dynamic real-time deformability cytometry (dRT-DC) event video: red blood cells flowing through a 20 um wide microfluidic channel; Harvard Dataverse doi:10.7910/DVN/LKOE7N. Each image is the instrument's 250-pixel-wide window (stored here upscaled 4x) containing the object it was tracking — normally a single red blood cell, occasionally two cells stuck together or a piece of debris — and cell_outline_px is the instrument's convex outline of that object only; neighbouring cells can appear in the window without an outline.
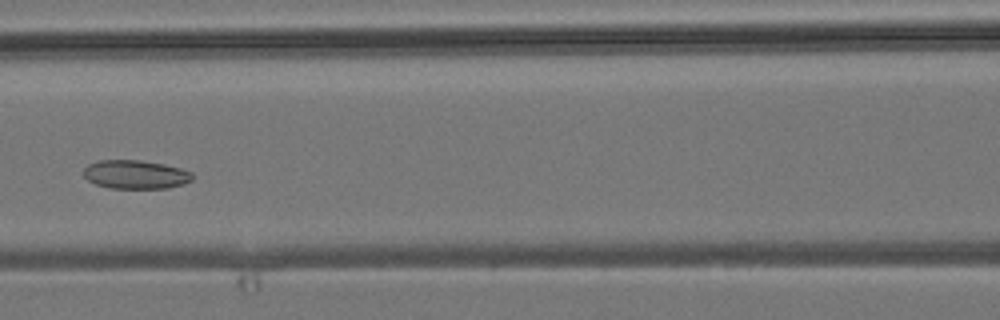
{"species": "common noctule bat (a hibernating species)", "species_latin": "Nyctalus noctula", "temperature_condition": "room temperature", "stored_images_in_passage": 8, "segment_of_instrument_passage": [1, 2], "camera_frame_rate_fps": 3000, "um_per_image_px": 0.085, "animal": {"sex": "male", "body_mass_g": 19.2, "forearm_length_mm": 51.8}, "frame": {"image": 1, "passage_image": 7, "time_ms": 6.667, "image_size_px": [1000, 320], "cell_outline_px": [[192, 180], [184, 184], [168, 188], [108, 188], [96, 184], [88, 180], [84, 176], [84, 168], [88, 164], [96, 160], [140, 160], [164, 164], [180, 168], [192, 172]], "centroid_in_image_um": [11.51, 14.83], "position_along_channel_um": 155.1, "area_um2": 18.26}}